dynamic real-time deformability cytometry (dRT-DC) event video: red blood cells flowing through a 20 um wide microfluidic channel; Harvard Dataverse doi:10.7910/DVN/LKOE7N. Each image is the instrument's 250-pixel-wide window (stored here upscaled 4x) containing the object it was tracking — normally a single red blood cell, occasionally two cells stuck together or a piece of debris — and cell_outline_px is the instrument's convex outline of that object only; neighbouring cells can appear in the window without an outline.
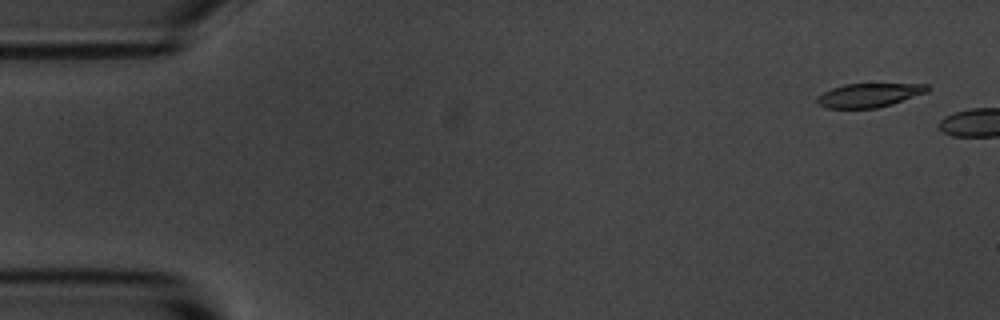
{"species": "common noctule bat (a hibernating species)", "species_latin": "Nyctalus noctula", "temperature_condition": "room temperature", "stored_images_in_passage": 2, "camera_frame_rate_fps": 3000, "um_per_image_px": 0.085, "animal": {"sex": "male", "body_mass_g": 20.1, "forearm_length_mm": 53.5}, "frame": {"image": 1, "passage_image": 1, "time_ms": 0.0, "image_size_px": [1000, 320], "cell_outline_px": [[932, 88], [928, 92], [892, 104], [876, 108], [828, 108], [816, 104], [816, 96], [832, 88], [844, 84], [928, 84]], "centroid_in_image_um": [73.88, 8.09], "position_along_channel_um": 11.1, "area_um2": 15.43}}